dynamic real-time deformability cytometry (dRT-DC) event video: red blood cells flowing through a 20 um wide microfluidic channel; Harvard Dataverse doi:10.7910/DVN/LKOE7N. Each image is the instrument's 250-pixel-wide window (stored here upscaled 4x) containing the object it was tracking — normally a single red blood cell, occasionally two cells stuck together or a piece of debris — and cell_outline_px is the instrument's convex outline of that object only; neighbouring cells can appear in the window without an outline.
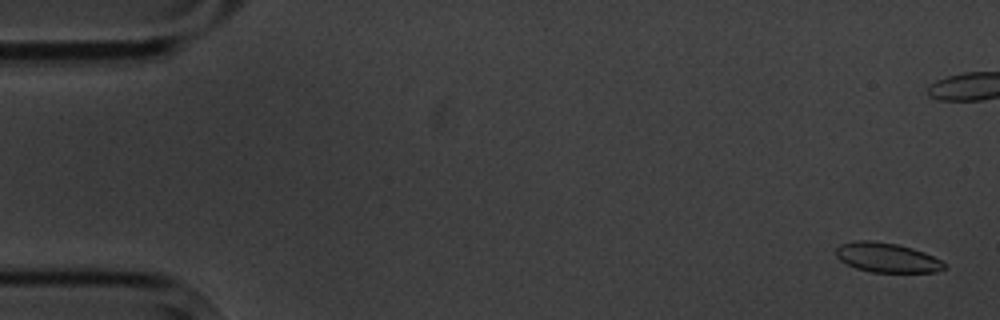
{"species": "common noctule bat (a hibernating species)", "species_latin": "Nyctalus noctula", "temperature_condition": "cold", "stored_images_in_passage": 6, "camera_frame_rate_fps": 3000, "um_per_image_px": 0.085, "animal": {"sex": "male", "body_mass_g": 20.1, "forearm_length_mm": 53.5}, "frame": {"image": 1, "passage_image": 1, "time_ms": 0.0, "image_size_px": [1000, 320], "cell_outline_px": [[948, 268], [936, 272], [872, 272], [856, 268], [840, 260], [836, 256], [836, 248], [840, 244], [856, 240], [872, 240], [896, 244], [912, 248], [924, 252], [948, 264]], "centroid_in_image_um": [75.41, 21.89], "position_along_channel_um": 9.6, "area_um2": 18.73}}